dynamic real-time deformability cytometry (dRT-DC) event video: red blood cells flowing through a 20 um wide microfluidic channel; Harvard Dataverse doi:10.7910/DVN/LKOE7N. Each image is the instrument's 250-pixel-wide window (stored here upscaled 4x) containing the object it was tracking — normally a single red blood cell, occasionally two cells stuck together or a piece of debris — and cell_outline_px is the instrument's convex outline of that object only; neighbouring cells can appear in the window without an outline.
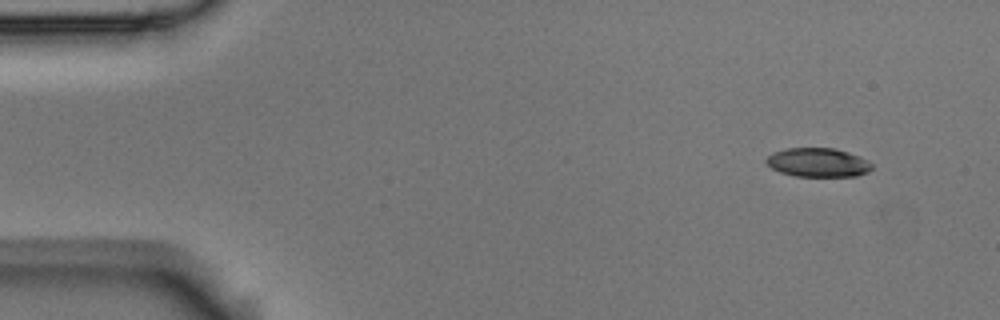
{"species": "Egyptian fruit bat (a non-hibernating species)", "species_latin": "Rousettus aegyptiacus", "temperature_condition": "room temperature", "stored_images_in_passage": 5, "camera_frame_rate_fps": 3000, "um_per_image_px": 0.085, "animal": {"sex": "male"}, "frame": {"image": 1, "passage_image": 2, "time_ms": 0.333, "image_size_px": [1000, 320], "cell_outline_px": [[872, 168], [868, 172], [856, 176], [796, 176], [780, 172], [772, 168], [764, 160], [772, 152], [784, 148], [832, 148], [848, 152], [860, 156], [868, 160], [872, 164]], "centroid_in_image_um": [69.52, 13.8], "position_along_channel_um": 15.5, "area_um2": 17.86}}
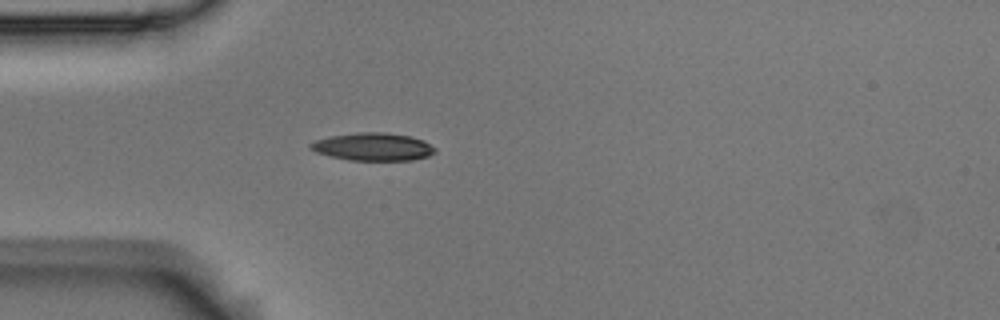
{"frame": {"image": 2, "passage_image": 5, "time_ms": 1.333, "image_size_px": [1000, 320], "cell_outline_px": [[436, 152], [428, 156], [412, 160], [348, 160], [316, 152], [308, 148], [308, 144], [316, 140], [328, 136], [356, 132], [384, 132], [412, 136], [424, 140], [436, 148]], "centroid_in_image_um": [31.71, 12.46], "position_along_channel_um": 53.3, "area_um2": 20.35}}